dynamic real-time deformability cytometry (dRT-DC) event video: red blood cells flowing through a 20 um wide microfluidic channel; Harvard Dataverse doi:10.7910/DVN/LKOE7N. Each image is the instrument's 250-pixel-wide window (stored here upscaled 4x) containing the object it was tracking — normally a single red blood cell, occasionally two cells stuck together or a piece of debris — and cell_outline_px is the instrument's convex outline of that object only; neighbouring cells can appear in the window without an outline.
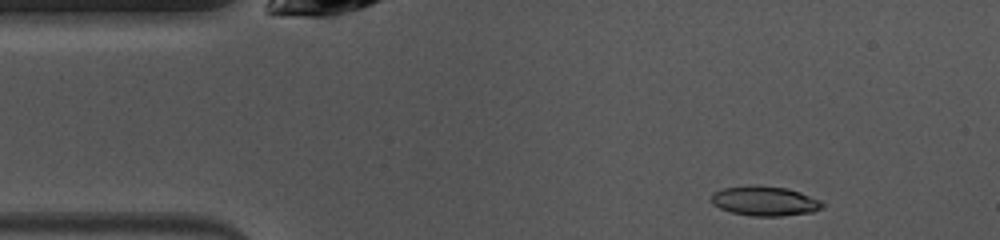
{"species": "common noctule bat (a hibernating species)", "species_latin": "Nyctalus noctula", "temperature_condition": "warm", "stored_images_in_passage": 45, "camera_frame_rate_fps": 3000, "um_per_image_px": 0.085, "animal": {"sex": "female", "body_mass_g": 10.0, "forearm_length_mm": 53.1}, "frame": {"image": 1, "passage_image": 3, "time_ms": 0.667, "image_size_px": [1000, 240], "cell_outline_px": [[824, 208], [812, 212], [780, 216], [752, 216], [732, 212], [720, 208], [712, 204], [712, 192], [724, 188], [752, 184], [788, 188], [800, 192], [820, 200], [824, 204]], "centroid_in_image_um": [65.01, 17.07], "position_along_channel_um": 20.0, "area_um2": 19.31}}
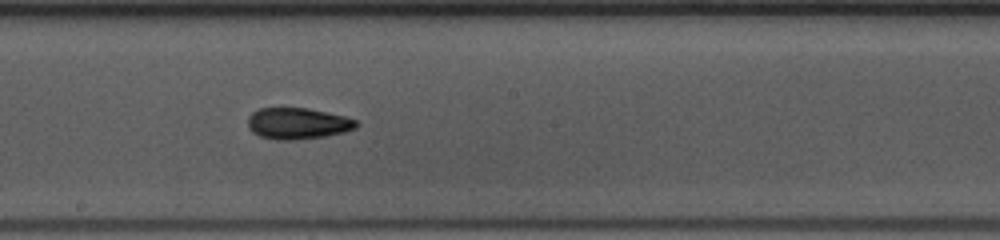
{"frame": {"image": 2, "passage_image": 22, "time_ms": 7.0, "image_size_px": [1000, 240], "cell_outline_px": [[360, 124], [356, 128], [344, 132], [324, 136], [296, 140], [276, 140], [260, 136], [252, 132], [248, 128], [248, 116], [252, 112], [260, 108], [308, 108], [344, 116], [356, 120]], "centroid_in_image_um": [25.29, 10.5], "position_along_channel_um": 222.9, "area_um2": 19.88}}
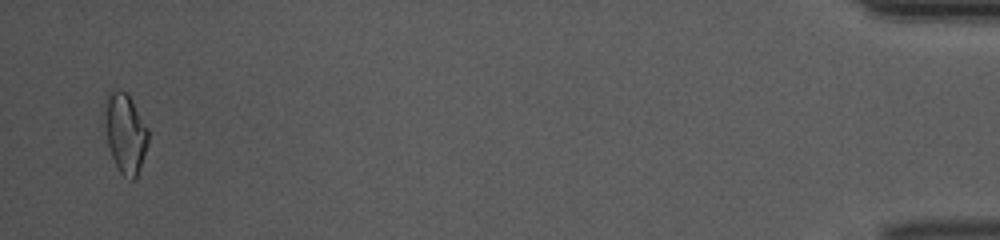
{"frame": {"image": 3, "passage_image": 44, "time_ms": 14.333, "image_size_px": [1000, 240], "cell_outline_px": [[148, 144], [136, 176], [132, 180], [124, 176], [120, 172], [112, 156], [108, 144], [108, 92], [112, 88], [120, 88], [128, 92], [148, 128]], "centroid_in_image_um": [10.71, 11.28], "position_along_channel_um": 424.5, "area_um2": 19.36}, "authors_computed_cell_mechanics": {"area_um2": 19.1896, "velocity_mm_per_s": 4.0516, "shape_relaxation_time_tau1_ms": null, "shape_relaxation_time_tau2_ms": 3.3316, "deformation_change_tau1": null, "deformation_change_tau2": 0.1089}}